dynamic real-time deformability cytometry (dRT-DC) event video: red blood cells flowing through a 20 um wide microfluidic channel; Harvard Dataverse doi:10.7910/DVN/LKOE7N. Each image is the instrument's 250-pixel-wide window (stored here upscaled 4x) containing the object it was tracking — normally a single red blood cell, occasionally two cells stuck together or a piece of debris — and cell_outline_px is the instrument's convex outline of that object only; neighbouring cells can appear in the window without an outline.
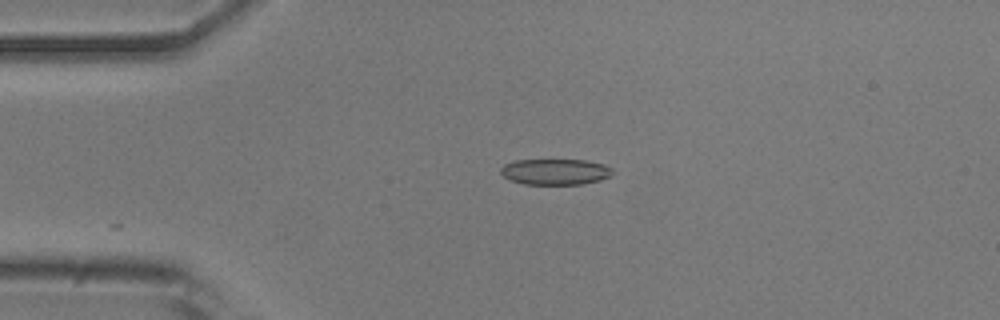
{"species": "common noctule bat (a hibernating species)", "species_latin": "Nyctalus noctula", "temperature_condition": "room temperature", "stored_images_in_passage": 20, "camera_frame_rate_fps": 3000, "um_per_image_px": 0.085, "animal": {"sex": "male", "body_mass_g": 20.5, "forearm_length_mm": 52.5}, "frame": {"image": 1, "passage_image": 1, "time_ms": 0.0, "image_size_px": [1000, 320], "cell_outline_px": [[612, 172], [608, 176], [600, 180], [584, 184], [524, 184], [508, 180], [500, 172], [500, 168], [504, 164], [516, 160], [588, 160], [604, 164], [612, 168]], "centroid_in_image_um": [47.17, 14.6], "position_along_channel_um": 37.8, "area_um2": 16.94}}
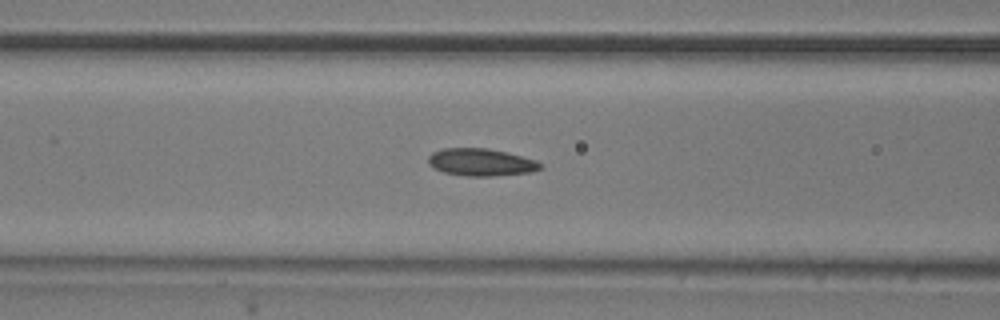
{"frame": {"image": 2, "passage_image": 10, "time_ms": 3.0, "image_size_px": [1000, 320], "cell_outline_px": [[544, 168], [532, 172], [496, 176], [468, 176], [444, 172], [432, 168], [428, 164], [428, 156], [432, 152], [444, 148], [488, 148], [508, 152], [536, 160], [544, 164]], "centroid_in_image_um": [40.92, 13.79], "position_along_channel_um": 125.7, "area_um2": 18.21}}
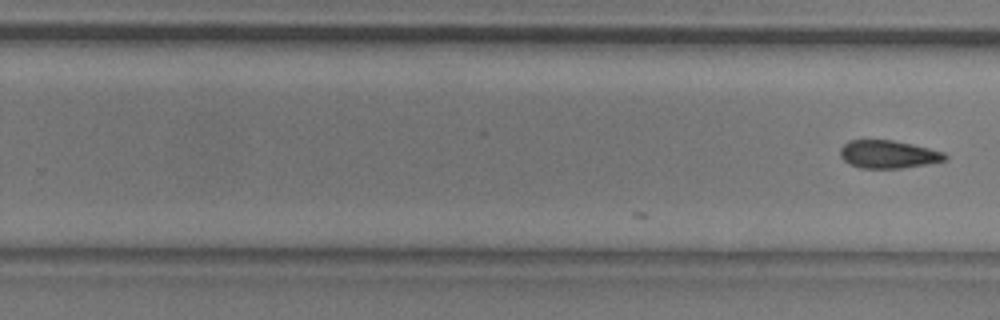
{"frame": {"image": 3, "passage_image": 20, "time_ms": 6.333, "image_size_px": [1000, 320], "cell_outline_px": [[948, 156], [944, 160], [928, 164], [900, 168], [860, 168], [848, 164], [840, 156], [840, 148], [848, 140], [892, 140], [912, 144], [944, 152]], "centroid_in_image_um": [75.47, 13.12], "position_along_channel_um": 254.3, "area_um2": 17.05}}